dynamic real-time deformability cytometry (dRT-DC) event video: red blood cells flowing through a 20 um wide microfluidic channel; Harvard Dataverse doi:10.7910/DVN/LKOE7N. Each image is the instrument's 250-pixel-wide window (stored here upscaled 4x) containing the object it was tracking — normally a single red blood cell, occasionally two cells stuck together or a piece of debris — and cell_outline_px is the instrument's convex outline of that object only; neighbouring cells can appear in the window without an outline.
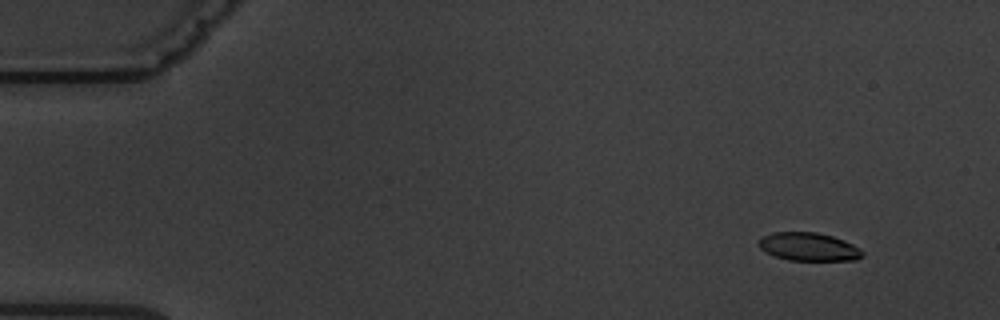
{"species": "common noctule bat (a hibernating species)", "species_latin": "Nyctalus noctula", "temperature_condition": "warm", "stored_images_in_passage": 4, "camera_frame_rate_fps": 3000, "um_per_image_px": 0.085, "animal": {"sex": "male", "body_mass_g": 19.5, "forearm_length_mm": 54.6}, "frame": {"image": 1, "passage_image": 2, "time_ms": 1.0, "image_size_px": [1000, 320], "cell_outline_px": [[864, 256], [856, 260], [788, 260], [764, 252], [760, 248], [760, 240], [764, 236], [772, 232], [816, 232], [832, 236], [844, 240], [860, 248], [864, 252]], "centroid_in_image_um": [68.77, 20.98], "position_along_channel_um": 16.2, "area_um2": 16.99}}